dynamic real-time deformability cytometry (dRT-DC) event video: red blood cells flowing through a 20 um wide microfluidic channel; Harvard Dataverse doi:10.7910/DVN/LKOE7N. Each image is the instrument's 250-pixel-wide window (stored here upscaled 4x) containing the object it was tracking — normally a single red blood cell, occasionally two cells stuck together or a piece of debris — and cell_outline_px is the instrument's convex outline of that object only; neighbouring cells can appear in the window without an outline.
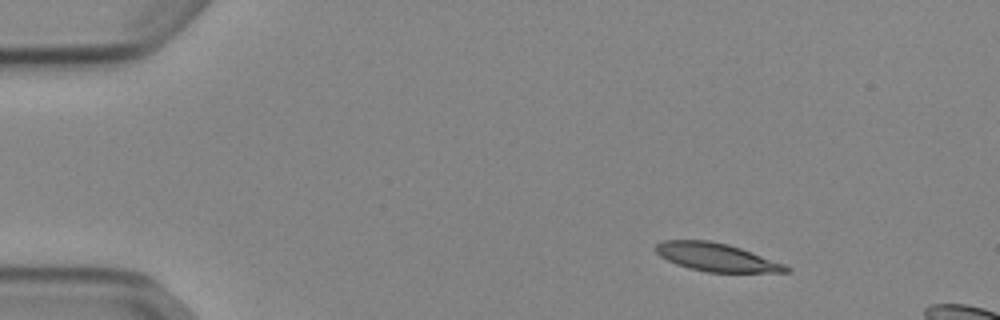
{"species": "Egyptian fruit bat (a non-hibernating species)", "species_latin": "Rousettus aegyptiacus", "temperature_condition": "cold", "stored_images_in_passage": 9, "camera_frame_rate_fps": 3000, "um_per_image_px": 0.085, "animal": {"sex": "female"}, "frame": {"image": 1, "passage_image": 1, "time_ms": 0.0, "image_size_px": [1000, 320], "cell_outline_px": [[792, 268], [788, 272], [708, 272], [688, 268], [676, 264], [660, 256], [656, 252], [656, 244], [664, 240], [708, 240], [728, 244], [740, 248], [784, 264]], "centroid_in_image_um": [60.88, 21.86], "position_along_channel_um": 24.1, "area_um2": 21.15}}